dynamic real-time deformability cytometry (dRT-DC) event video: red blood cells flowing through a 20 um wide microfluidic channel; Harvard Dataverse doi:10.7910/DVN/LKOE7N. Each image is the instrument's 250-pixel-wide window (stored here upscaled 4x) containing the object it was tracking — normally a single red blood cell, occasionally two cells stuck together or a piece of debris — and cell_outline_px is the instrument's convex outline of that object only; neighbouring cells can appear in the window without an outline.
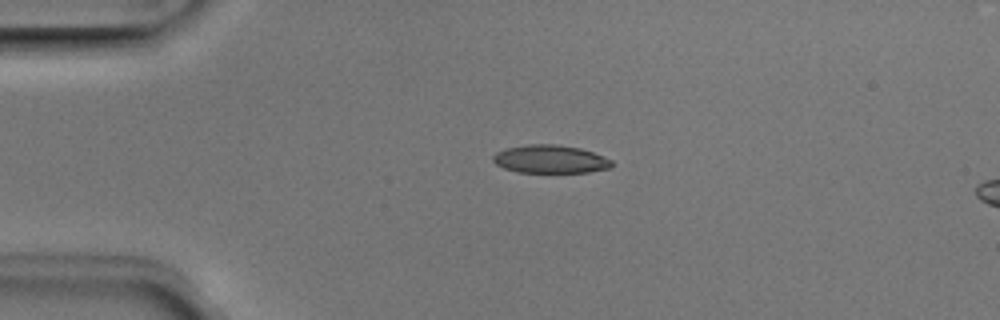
{"species": "Egyptian fruit bat (a non-hibernating species)", "species_latin": "Rousettus aegyptiacus", "temperature_condition": "room temperature", "stored_images_in_passage": 15, "camera_frame_rate_fps": 3000, "um_per_image_px": 0.085, "animal": {"sex": "male"}, "frame": {"image": 1, "passage_image": 11, "time_ms": 3.333, "image_size_px": [1000, 320], "cell_outline_px": [[612, 168], [588, 172], [520, 172], [504, 168], [496, 164], [492, 160], [492, 156], [496, 152], [504, 148], [528, 144], [556, 144], [580, 148], [592, 152], [612, 160]], "centroid_in_image_um": [46.75, 13.52], "position_along_channel_um": 38.2, "area_um2": 19.48}}